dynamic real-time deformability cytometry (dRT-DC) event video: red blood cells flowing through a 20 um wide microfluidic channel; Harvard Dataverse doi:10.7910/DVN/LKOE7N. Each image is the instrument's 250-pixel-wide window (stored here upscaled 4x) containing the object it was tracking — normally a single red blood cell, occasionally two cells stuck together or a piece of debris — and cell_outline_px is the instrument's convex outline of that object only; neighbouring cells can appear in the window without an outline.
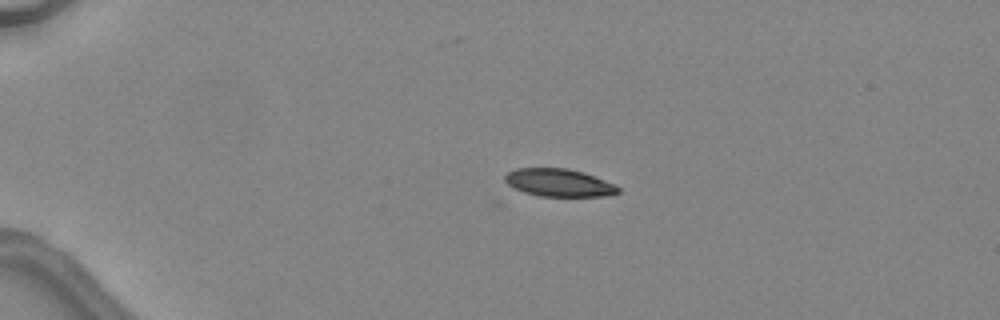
{"species": "common noctule bat (a hibernating species)", "species_latin": "Nyctalus noctula", "temperature_condition": "warm", "stored_images_in_passage": 5, "camera_frame_rate_fps": 3000, "um_per_image_px": 0.085, "animal": {"sex": "female", "body_mass_g": 24.6, "forearm_length_mm": 56.2}, "frame": {"image": 1, "passage_image": 3, "time_ms": 2.333, "image_size_px": [1000, 320], "cell_outline_px": [[620, 192], [604, 196], [540, 196], [524, 192], [508, 184], [504, 180], [504, 176], [508, 172], [516, 168], [568, 168], [584, 172], [616, 184], [620, 188]], "centroid_in_image_um": [47.53, 15.52], "position_along_channel_um": 37.5, "area_um2": 18.32}}
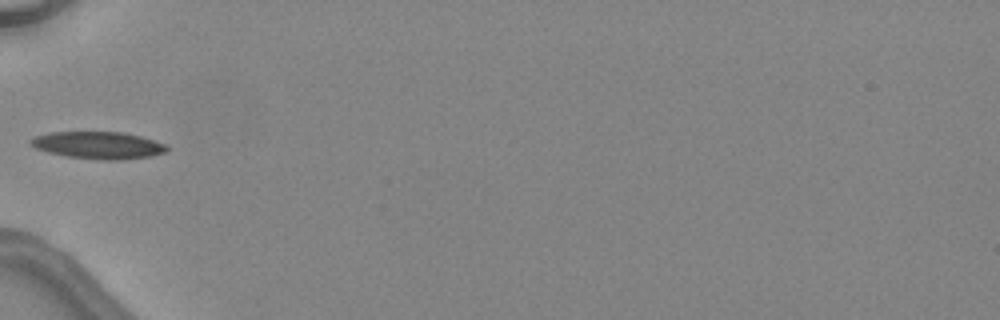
{"frame": {"image": 2, "passage_image": 5, "time_ms": 4.667, "image_size_px": [1000, 320], "cell_outline_px": [[168, 152], [152, 156], [120, 160], [100, 160], [68, 156], [48, 152], [36, 148], [28, 144], [28, 140], [36, 136], [52, 132], [124, 132], [140, 136], [164, 144], [168, 148]], "centroid_in_image_um": [8.35, 12.35], "position_along_channel_um": 76.6, "area_um2": 21.56}}